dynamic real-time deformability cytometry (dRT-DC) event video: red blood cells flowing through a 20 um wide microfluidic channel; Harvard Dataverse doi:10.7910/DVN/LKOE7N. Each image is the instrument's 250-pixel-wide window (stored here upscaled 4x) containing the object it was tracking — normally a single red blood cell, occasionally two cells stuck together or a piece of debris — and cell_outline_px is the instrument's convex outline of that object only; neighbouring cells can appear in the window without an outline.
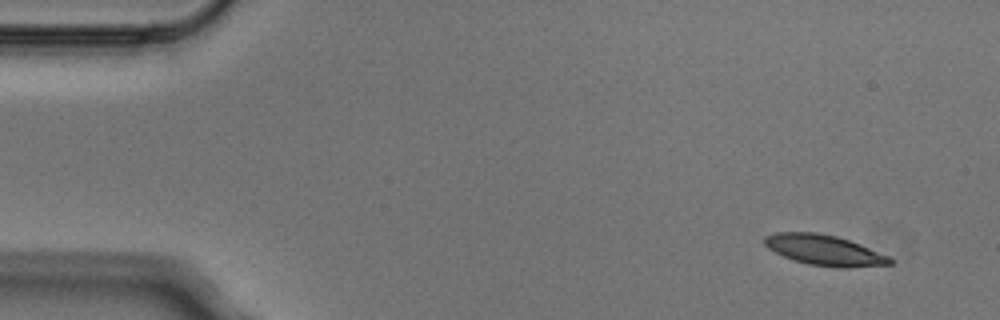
{"species": "Egyptian fruit bat (a non-hibernating species)", "species_latin": "Rousettus aegyptiacus", "temperature_condition": "cold", "stored_images_in_passage": 4, "camera_frame_rate_fps": 3000, "um_per_image_px": 0.085, "animal": {"sex": "male"}, "frame": {"image": 1, "passage_image": 1, "time_ms": 0.0, "image_size_px": [1000, 320], "cell_outline_px": [[892, 264], [848, 268], [840, 268], [808, 264], [792, 260], [768, 248], [764, 244], [764, 236], [776, 232], [816, 232], [836, 236], [860, 244], [888, 256], [892, 260]], "centroid_in_image_um": [70.05, 21.26], "position_along_channel_um": 15.0, "area_um2": 22.2}}
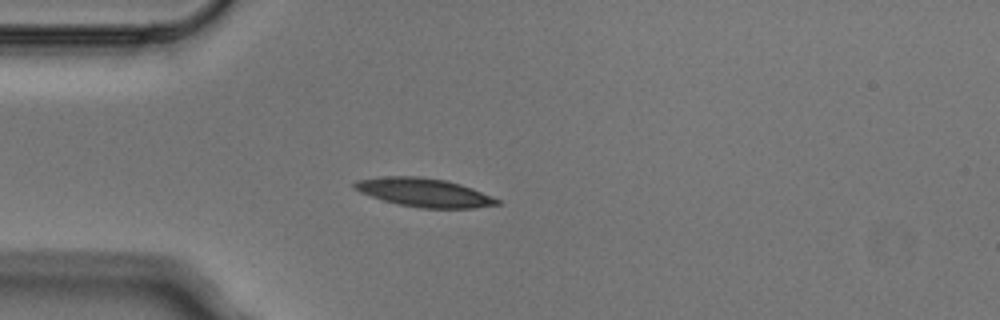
{"frame": {"image": 2, "passage_image": 4, "time_ms": 1.0, "image_size_px": [1000, 320], "cell_outline_px": [[500, 204], [472, 208], [420, 208], [400, 204], [384, 200], [360, 192], [352, 188], [352, 184], [356, 180], [384, 176], [416, 176], [444, 180], [460, 184], [472, 188], [492, 196], [500, 200]], "centroid_in_image_um": [36.03, 16.36], "position_along_channel_um": 49.0, "area_um2": 23.58}}